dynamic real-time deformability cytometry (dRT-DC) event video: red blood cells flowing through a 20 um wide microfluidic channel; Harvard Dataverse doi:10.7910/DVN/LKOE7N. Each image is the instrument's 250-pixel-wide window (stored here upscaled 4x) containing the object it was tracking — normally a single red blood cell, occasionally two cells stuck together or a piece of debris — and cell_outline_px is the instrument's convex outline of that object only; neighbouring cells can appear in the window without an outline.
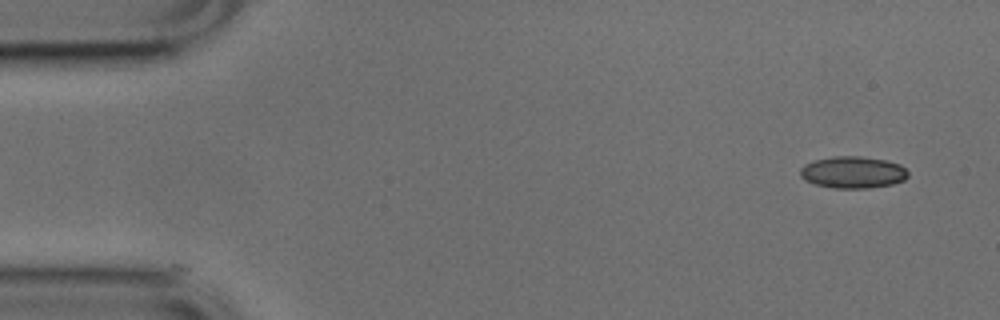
{"species": "common noctule bat (a hibernating species)", "species_latin": "Nyctalus noctula", "temperature_condition": "cold", "stored_images_in_passage": 2, "camera_frame_rate_fps": 3000, "um_per_image_px": 0.085, "animal": {"sex": "male", "body_mass_g": 17.9, "forearm_length_mm": 54.2}, "frame": {"image": 1, "passage_image": 1, "time_ms": 0.0, "image_size_px": [1000, 320], "cell_outline_px": [[908, 176], [904, 180], [892, 184], [868, 188], [832, 188], [816, 184], [804, 180], [800, 176], [800, 168], [804, 164], [816, 160], [832, 156], [860, 156], [888, 160], [900, 164], [908, 172]], "centroid_in_image_um": [72.49, 14.64], "position_along_channel_um": 12.5, "area_um2": 20.11}}